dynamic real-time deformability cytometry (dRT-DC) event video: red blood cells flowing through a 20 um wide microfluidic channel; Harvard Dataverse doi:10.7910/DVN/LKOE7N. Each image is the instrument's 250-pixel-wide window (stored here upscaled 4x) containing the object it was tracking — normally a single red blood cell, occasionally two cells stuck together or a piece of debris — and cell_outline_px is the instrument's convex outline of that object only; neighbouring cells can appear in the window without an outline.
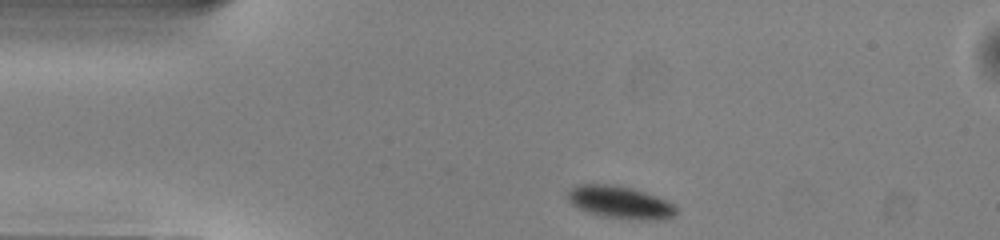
{"species": "common noctule bat (a hibernating species)", "species_latin": "Nyctalus noctula", "temperature_condition": "warm", "stored_images_in_passage": 42, "camera_frame_rate_fps": 3000, "um_per_image_px": 0.085, "animal": {"sex": "male", "body_mass_g": 13.0, "forearm_length_mm": 53.1}, "frame": {"image": 1, "passage_image": 1, "time_ms": 0.0, "image_size_px": [1000, 240], "cell_outline_px": [[676, 212], [672, 216], [660, 220], [628, 220], [600, 216], [588, 212], [572, 204], [568, 200], [568, 192], [576, 184], [616, 184], [632, 188], [668, 200], [676, 208]], "centroid_in_image_um": [52.71, 17.2], "position_along_channel_um": 32.3, "area_um2": 20.69}}
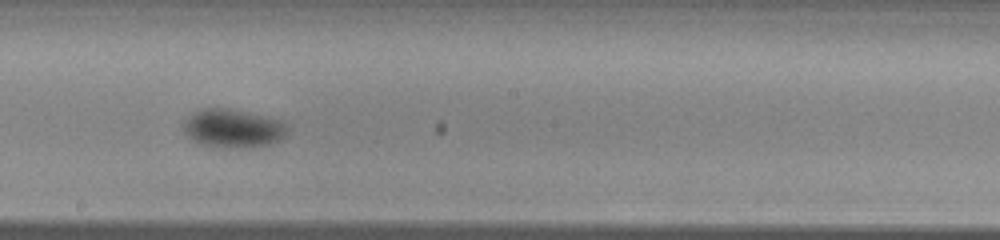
{"frame": {"image": 2, "passage_image": 19, "time_ms": 6.0, "image_size_px": [1000, 240], "cell_outline_px": [[288, 132], [280, 140], [268, 144], [248, 148], [228, 148], [200, 144], [188, 136], [184, 132], [184, 120], [188, 116], [204, 108], [228, 108], [280, 120], [288, 128]], "centroid_in_image_um": [19.8, 10.92], "position_along_channel_um": 228.4, "area_um2": 23.12}}
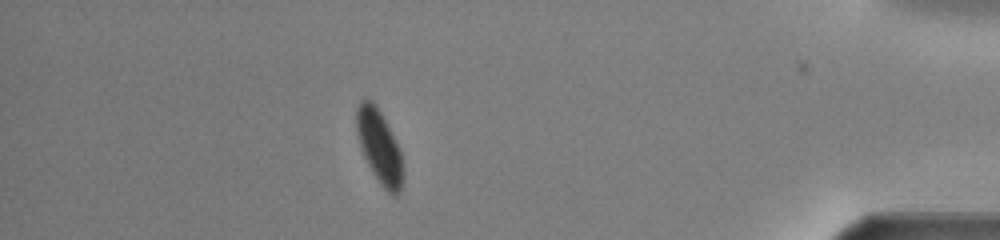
{"frame": {"image": 3, "passage_image": 36, "time_ms": 11.667, "image_size_px": [1000, 240], "cell_outline_px": [[404, 176], [400, 192], [396, 196], [392, 196], [380, 184], [372, 172], [364, 156], [356, 132], [356, 108], [360, 100], [372, 100], [376, 104], [400, 148]], "centroid_in_image_um": [32.26, 12.49], "position_along_channel_um": 402.9, "area_um2": 20.0}, "authors_computed_cell_mechanics": {"area_um2": 21.8773, "velocity_mm_per_s": 3.9854, "shape_relaxation_time_tau1_ms": 2.4895, "shape_relaxation_time_tau2_ms": null, "deformation_change_tau1": 0.0668, "deformation_change_tau2": null}}